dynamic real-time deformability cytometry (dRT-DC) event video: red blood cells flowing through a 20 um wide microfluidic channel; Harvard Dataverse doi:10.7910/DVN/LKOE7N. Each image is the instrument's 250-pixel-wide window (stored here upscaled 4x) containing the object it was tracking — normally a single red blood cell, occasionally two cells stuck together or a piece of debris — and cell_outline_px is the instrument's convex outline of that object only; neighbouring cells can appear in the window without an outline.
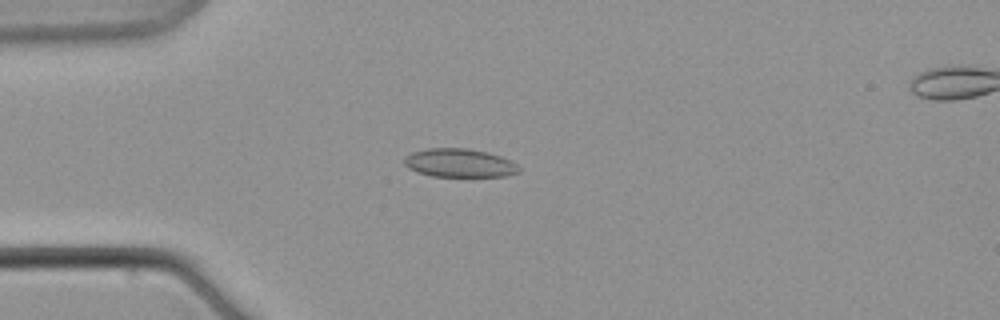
{"species": "common noctule bat (a hibernating species)", "species_latin": "Nyctalus noctula", "temperature_condition": "warm", "stored_images_in_passage": 8, "camera_frame_rate_fps": 3000, "um_per_image_px": 0.085, "animal": {"sex": "male", "body_mass_g": 21.5, "forearm_length_mm": 52.0}, "frame": {"image": 1, "passage_image": 6, "time_ms": 6.0, "image_size_px": [1000, 320], "cell_outline_px": [[520, 172], [508, 176], [432, 176], [416, 172], [408, 168], [404, 164], [404, 156], [412, 152], [428, 148], [468, 148], [488, 152], [500, 156], [516, 164], [520, 168]], "centroid_in_image_um": [39.03, 13.85], "position_along_channel_um": 46.0, "area_um2": 19.13}}
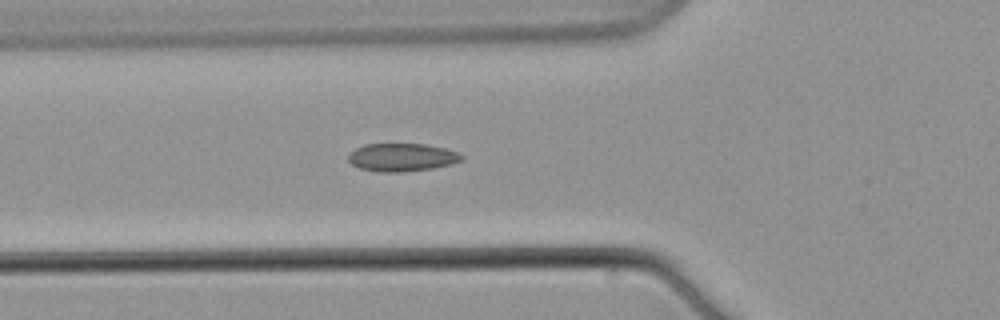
{"frame": {"image": 2, "passage_image": 8, "time_ms": 8.333, "image_size_px": [1000, 320], "cell_outline_px": [[464, 156], [460, 160], [452, 164], [432, 168], [400, 172], [380, 172], [360, 168], [352, 164], [348, 160], [348, 156], [356, 148], [364, 144], [424, 144], [444, 148], [456, 152]], "centroid_in_image_um": [34.14, 13.37], "position_along_channel_um": 91.7, "area_um2": 18.26}}